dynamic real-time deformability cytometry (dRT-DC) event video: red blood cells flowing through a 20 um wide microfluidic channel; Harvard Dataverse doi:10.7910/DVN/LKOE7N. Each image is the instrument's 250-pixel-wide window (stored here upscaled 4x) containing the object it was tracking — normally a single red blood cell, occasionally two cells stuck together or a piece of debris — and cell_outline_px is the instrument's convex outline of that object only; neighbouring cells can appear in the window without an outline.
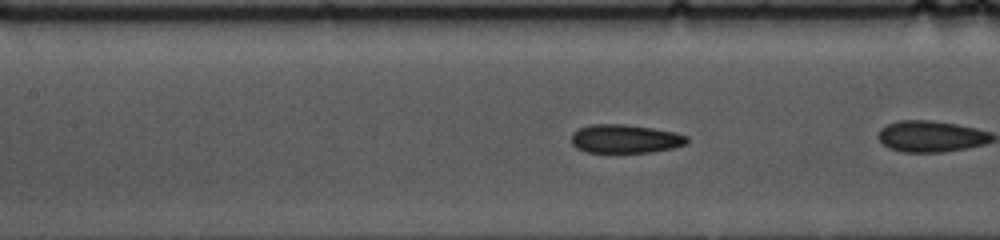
{"species": "common noctule bat (a hibernating species)", "species_latin": "Nyctalus noctula", "temperature_condition": "cold", "stored_images_in_passage": 26, "camera_frame_rate_fps": 3000, "um_per_image_px": 0.085, "animal": {"sex": "female", "body_mass_g": 10.0, "forearm_length_mm": 53.1}, "frame": {"image": 1, "passage_image": 8, "time_ms": 2.333, "image_size_px": [1000, 240], "cell_outline_px": [[688, 144], [672, 148], [652, 152], [588, 152], [576, 148], [572, 144], [572, 132], [580, 128], [592, 124], [624, 124], [652, 128], [676, 132], [688, 136]], "centroid_in_image_um": [53.16, 11.8], "position_along_channel_um": 154.2, "area_um2": 19.31}}